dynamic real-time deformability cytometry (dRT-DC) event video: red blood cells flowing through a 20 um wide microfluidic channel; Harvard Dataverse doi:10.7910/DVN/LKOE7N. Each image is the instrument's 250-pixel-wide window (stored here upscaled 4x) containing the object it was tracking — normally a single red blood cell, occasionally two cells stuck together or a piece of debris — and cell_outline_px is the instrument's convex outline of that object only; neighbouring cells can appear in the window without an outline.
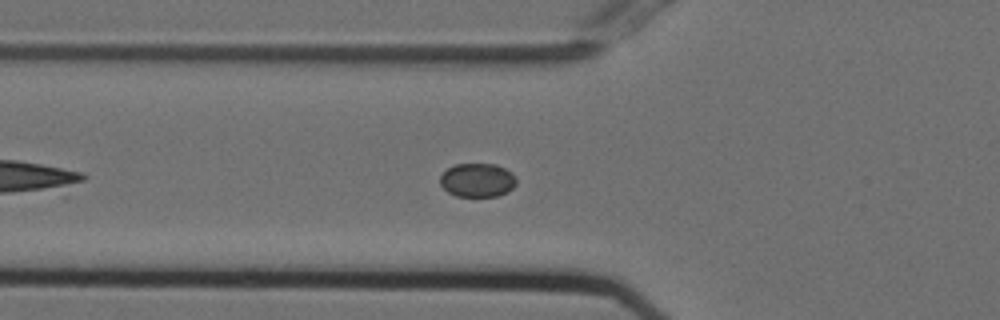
{"species": "Egyptian fruit bat (a non-hibernating species)", "species_latin": "Rousettus aegyptiacus", "temperature_condition": "cold", "stored_images_in_passage": 15, "camera_frame_rate_fps": 3000, "um_per_image_px": 0.085, "animal": {"sex": "female"}, "frame": {"image": 1, "passage_image": 6, "time_ms": 1.667, "image_size_px": [1000, 320], "cell_outline_px": [[516, 184], [508, 192], [496, 196], [456, 196], [448, 192], [440, 184], [440, 176], [452, 164], [496, 164], [512, 172], [516, 176]], "centroid_in_image_um": [40.59, 15.3], "position_along_channel_um": 85.2, "area_um2": 15.09}}
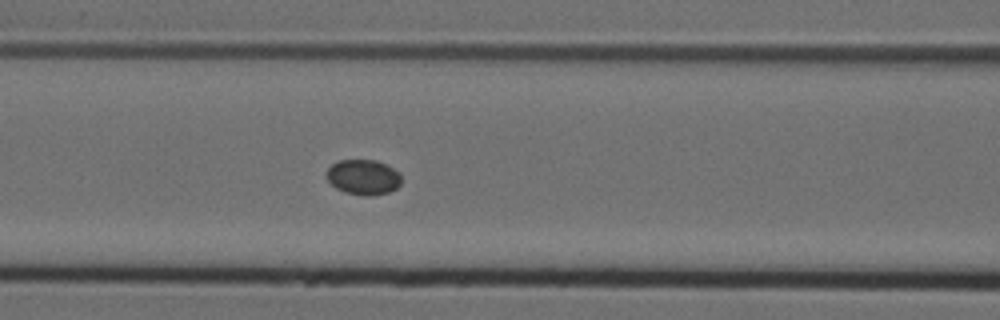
{"frame": {"image": 2, "passage_image": 10, "time_ms": 3.0, "image_size_px": [1000, 320], "cell_outline_px": [[400, 184], [396, 188], [388, 192], [368, 196], [364, 196], [344, 192], [336, 188], [324, 176], [328, 168], [332, 164], [340, 160], [376, 160], [388, 164], [400, 172]], "centroid_in_image_um": [30.87, 15.04], "position_along_channel_um": 135.7, "area_um2": 15.49}}